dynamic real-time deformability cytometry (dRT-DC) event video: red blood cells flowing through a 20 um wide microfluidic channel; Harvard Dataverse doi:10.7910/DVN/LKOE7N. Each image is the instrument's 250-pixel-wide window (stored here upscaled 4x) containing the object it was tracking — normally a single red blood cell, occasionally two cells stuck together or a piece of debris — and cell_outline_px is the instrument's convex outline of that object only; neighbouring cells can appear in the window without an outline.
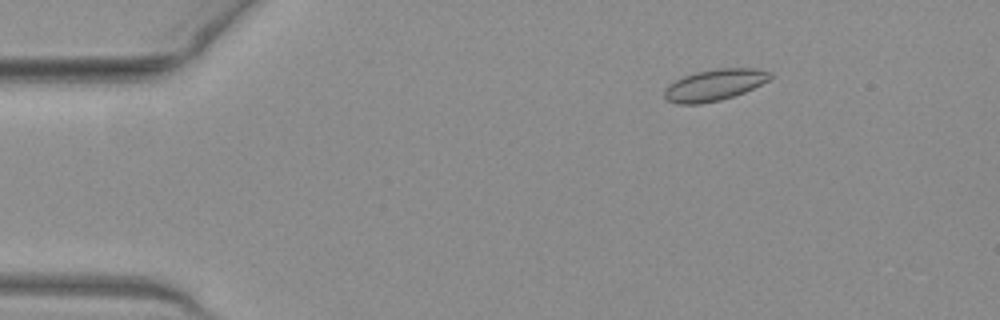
{"species": "common noctule bat (a hibernating species)", "species_latin": "Nyctalus noctula", "temperature_condition": "warm", "stored_images_in_passage": 52, "camera_frame_rate_fps": 3000, "um_per_image_px": 0.085, "animal": {"sex": "female", "body_mass_g": 19.3, "forearm_length_mm": 54.1}, "frame": {"image": 1, "passage_image": 8, "time_ms": 2.333, "image_size_px": [1000, 320], "cell_outline_px": [[772, 76], [768, 80], [744, 92], [720, 100], [700, 104], [676, 104], [668, 100], [664, 96], [664, 88], [668, 84], [684, 76], [696, 72], [716, 68], [756, 68], [772, 72]], "centroid_in_image_um": [60.71, 7.21], "position_along_channel_um": 24.3, "area_um2": 19.31}}
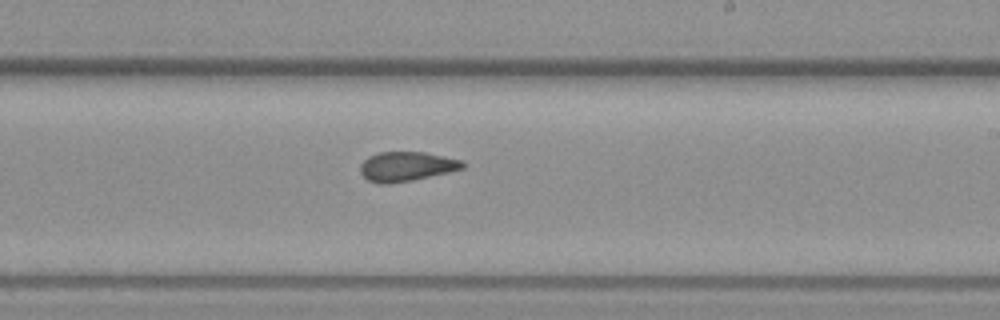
{"frame": {"image": 2, "passage_image": 31, "time_ms": 10.0, "image_size_px": [1000, 320], "cell_outline_px": [[464, 168], [448, 172], [412, 180], [388, 184], [380, 184], [368, 180], [360, 172], [360, 164], [368, 156], [380, 152], [424, 152], [464, 160]], "centroid_in_image_um": [34.54, 14.14], "position_along_channel_um": 254.5, "area_um2": 17.57}}
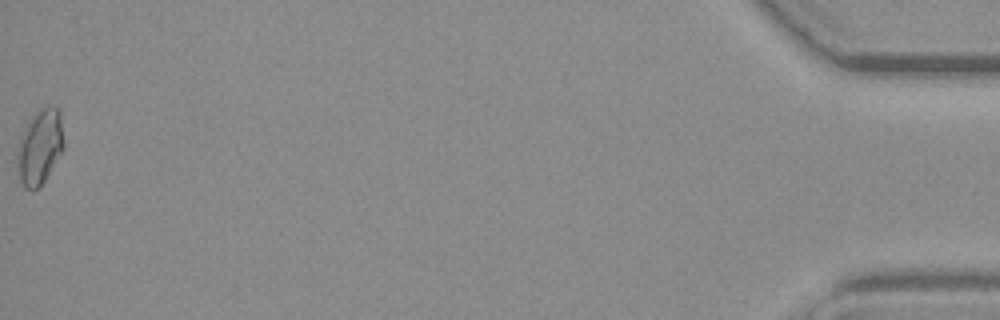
{"frame": {"image": 3, "passage_image": 52, "time_ms": 17.0, "image_size_px": [1000, 320], "cell_outline_px": [[64, 148], [44, 180], [32, 192], [24, 188], [20, 180], [16, 152], [24, 128], [36, 112], [40, 108], [52, 104], [56, 104], [60, 112], [64, 144]], "centroid_in_image_um": [3.39, 12.45], "position_along_channel_um": 431.8, "area_um2": 20.23}, "authors_computed_cell_mechanics": {"area_um2": 18.0047, "velocity_mm_per_s": 4.0358, "shape_relaxation_time_tau1_ms": null, "shape_relaxation_time_tau2_ms": 1.5183, "deformation_change_tau1": null, "deformation_change_tau2": 0.0678}}